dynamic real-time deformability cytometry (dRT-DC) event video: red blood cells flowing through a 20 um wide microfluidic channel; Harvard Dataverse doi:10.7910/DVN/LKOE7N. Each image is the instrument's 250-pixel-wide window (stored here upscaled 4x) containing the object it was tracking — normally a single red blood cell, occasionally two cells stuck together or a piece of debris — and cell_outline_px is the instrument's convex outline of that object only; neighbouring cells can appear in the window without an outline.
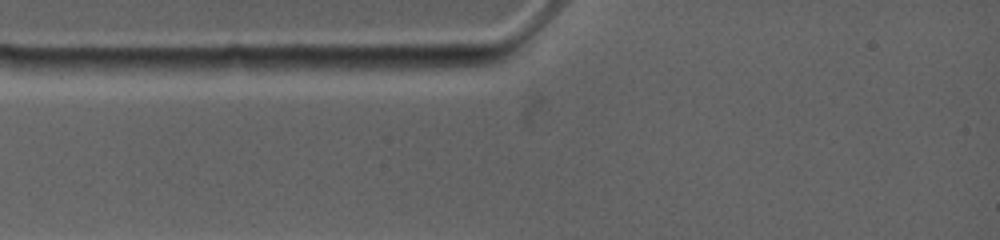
{"species": "common noctule bat (a hibernating species)", "species_latin": "Nyctalus noctula", "temperature_condition": "warm", "stored_images_in_passage": 3, "camera_frame_rate_fps": 4500, "um_per_image_px": 0.085, "animal": {"sex": "female", "body_mass_g": 19.0, "forearm_length_mm": 53.3}, "frame": {"image": 1, "passage_image": 1, "time_ms": 0.0, "image_size_px": [1000, 240], "cell_outline_px": [[484, 60], [480, 64], [460, 68], [352, 68], [356, 64], [372, 56], [476, 56]], "centroid_in_image_um": [35.62, 5.27], "position_along_channel_um": 49.4, "area_um2": 10.12}}